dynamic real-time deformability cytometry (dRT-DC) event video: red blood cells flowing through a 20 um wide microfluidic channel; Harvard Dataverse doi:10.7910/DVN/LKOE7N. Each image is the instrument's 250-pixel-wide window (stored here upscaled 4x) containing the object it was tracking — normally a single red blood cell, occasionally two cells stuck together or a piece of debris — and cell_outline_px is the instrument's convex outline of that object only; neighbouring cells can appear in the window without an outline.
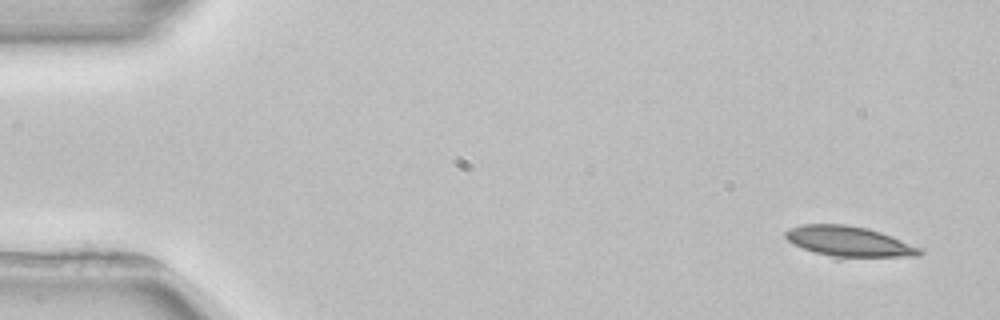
{"species": "common noctule bat (a hibernating species)", "species_latin": "Nyctalus noctula", "temperature_condition": "room temperature", "stored_images_in_passage": 3, "camera_frame_rate_fps": 3000, "um_per_image_px": 0.085, "animal": {"sex": "female", "body_mass_g": 22.7, "forearm_length_mm": 54.2}, "frame": {"image": 1, "passage_image": 1, "time_ms": 0.0, "image_size_px": [1000, 320], "cell_outline_px": [[924, 252], [920, 256], [840, 260], [836, 260], [792, 244], [784, 236], [784, 232], [800, 224], [848, 224], [868, 228], [892, 236], [924, 248]], "centroid_in_image_um": [72.24, 20.58], "position_along_channel_um": 12.8, "area_um2": 25.09}}
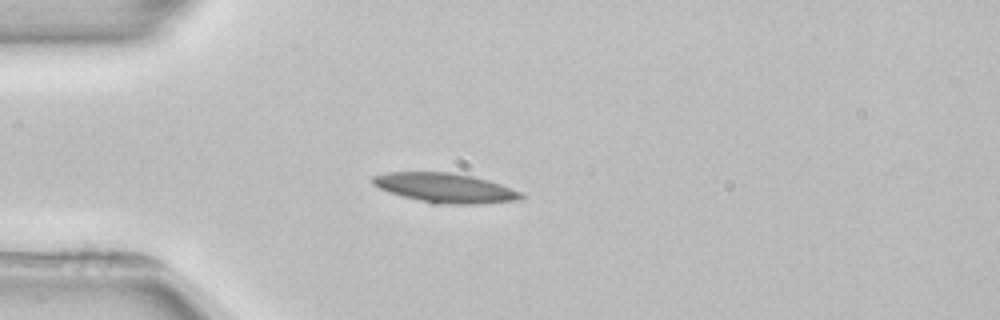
{"frame": {"image": 2, "passage_image": 3, "time_ms": 3.667, "image_size_px": [1000, 320], "cell_outline_px": [[524, 196], [520, 200], [480, 204], [432, 204], [388, 192], [372, 184], [372, 176], [388, 172], [452, 172], [472, 176], [488, 180], [524, 192]], "centroid_in_image_um": [37.86, 15.98], "position_along_channel_um": 47.1, "area_um2": 25.78}}